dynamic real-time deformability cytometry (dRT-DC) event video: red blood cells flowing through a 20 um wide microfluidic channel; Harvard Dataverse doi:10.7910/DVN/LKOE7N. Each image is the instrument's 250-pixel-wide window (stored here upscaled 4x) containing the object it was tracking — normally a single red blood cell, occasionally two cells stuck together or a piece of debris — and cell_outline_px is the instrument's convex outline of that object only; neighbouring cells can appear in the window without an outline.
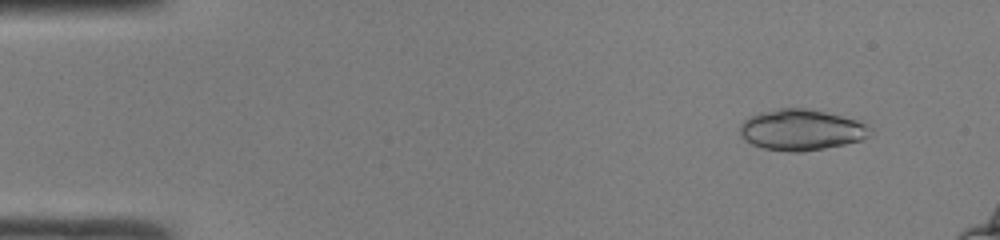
{"species": "common noctule bat (a hibernating species)", "species_latin": "Nyctalus noctula", "temperature_condition": "room temperature", "stored_images_in_passage": 45, "camera_frame_rate_fps": 3000, "um_per_image_px": 0.085, "animal": {"sex": "male", "body_mass_g": 19.0, "forearm_length_mm": 50.8}, "frame": {"image": 1, "passage_image": 1, "time_ms": 0.0, "image_size_px": [1000, 240], "cell_outline_px": [[872, 136], [860, 140], [844, 144], [804, 152], [788, 152], [764, 148], [752, 144], [740, 136], [740, 124], [748, 116], [760, 112], [780, 108], [808, 108], [856, 120], [872, 128]], "centroid_in_image_um": [68.09, 11.04], "position_along_channel_um": 16.9, "area_um2": 31.1}}
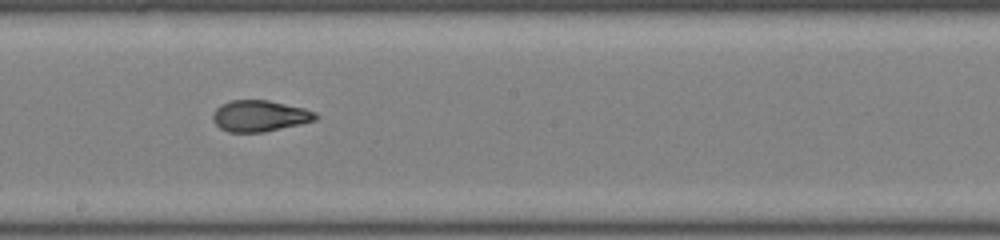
{"frame": {"image": 2, "passage_image": 24, "time_ms": 7.667, "image_size_px": [1000, 240], "cell_outline_px": [[320, 116], [316, 120], [300, 124], [264, 132], [228, 132], [220, 128], [212, 120], [212, 112], [220, 104], [232, 100], [268, 100], [304, 108], [316, 112]], "centroid_in_image_um": [22.07, 9.85], "position_along_channel_um": 226.1, "area_um2": 18.84}}
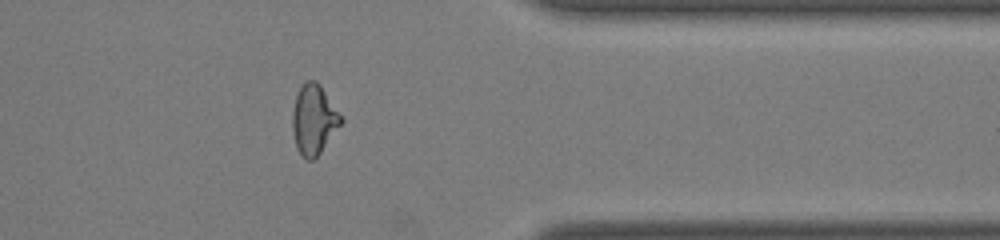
{"frame": {"image": 3, "passage_image": 36, "time_ms": 11.667, "image_size_px": [1000, 240], "cell_outline_px": [[344, 120], [320, 152], [312, 160], [308, 160], [296, 148], [292, 128], [292, 112], [296, 96], [300, 88], [308, 80], [316, 80], [320, 84]], "centroid_in_image_um": [26.67, 10.15], "position_along_channel_um": 384.7, "area_um2": 19.36}, "authors_computed_cell_mechanics": {"area_um2": 19.5942, "velocity_mm_per_s": 4.2364, "shape_relaxation_time_tau1_ms": null, "shape_relaxation_time_tau2_ms": 0.8634, "deformation_change_tau1": null, "deformation_change_tau2": 0.0433}}